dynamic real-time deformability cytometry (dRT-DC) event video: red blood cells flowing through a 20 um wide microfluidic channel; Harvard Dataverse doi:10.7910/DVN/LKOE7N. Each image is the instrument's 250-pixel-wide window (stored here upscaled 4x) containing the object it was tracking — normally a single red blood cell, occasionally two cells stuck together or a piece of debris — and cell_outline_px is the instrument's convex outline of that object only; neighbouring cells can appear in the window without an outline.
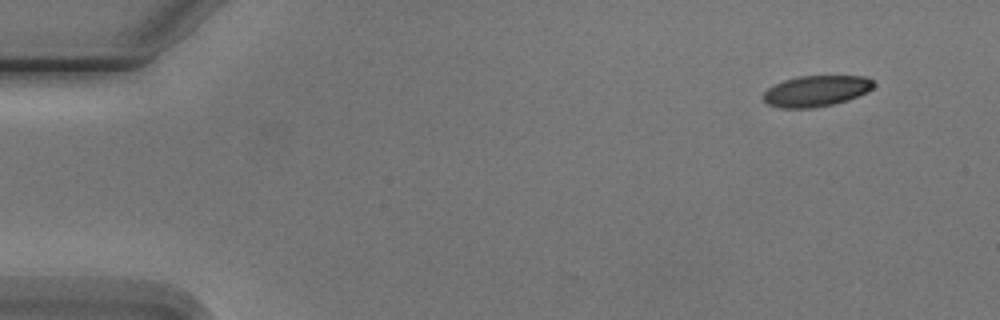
{"species": "Egyptian fruit bat (a non-hibernating species)", "species_latin": "Rousettus aegyptiacus", "temperature_condition": "cold", "stored_images_in_passage": 4, "camera_frame_rate_fps": 3000, "um_per_image_px": 0.085, "animal": {"sex": "male"}, "frame": {"image": 1, "passage_image": 1, "time_ms": 0.0, "image_size_px": [1000, 320], "cell_outline_px": [[876, 84], [868, 92], [848, 100], [832, 104], [812, 108], [780, 108], [768, 104], [764, 100], [764, 92], [768, 88], [784, 80], [800, 76], [864, 76], [872, 80]], "centroid_in_image_um": [69.4, 7.73], "position_along_channel_um": 15.6, "area_um2": 19.83}}
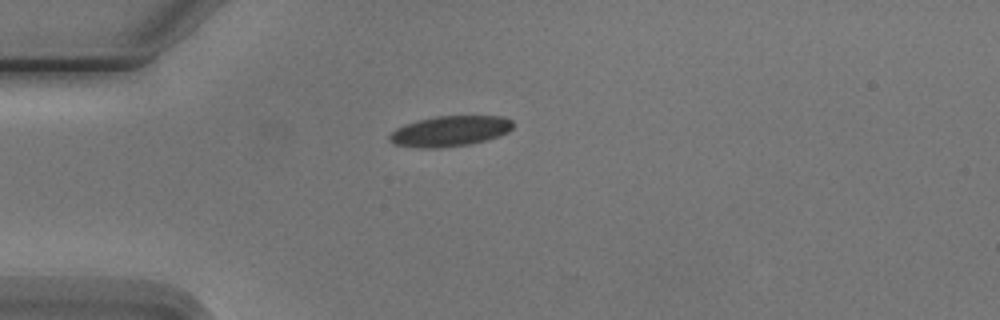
{"frame": {"image": 2, "passage_image": 4, "time_ms": 3.333, "image_size_px": [1000, 320], "cell_outline_px": [[512, 128], [508, 132], [484, 140], [468, 144], [440, 148], [416, 148], [392, 144], [388, 140], [388, 136], [396, 128], [404, 124], [436, 116], [504, 116], [512, 120]], "centroid_in_image_um": [38.19, 11.15], "position_along_channel_um": 46.8, "area_um2": 21.91}}